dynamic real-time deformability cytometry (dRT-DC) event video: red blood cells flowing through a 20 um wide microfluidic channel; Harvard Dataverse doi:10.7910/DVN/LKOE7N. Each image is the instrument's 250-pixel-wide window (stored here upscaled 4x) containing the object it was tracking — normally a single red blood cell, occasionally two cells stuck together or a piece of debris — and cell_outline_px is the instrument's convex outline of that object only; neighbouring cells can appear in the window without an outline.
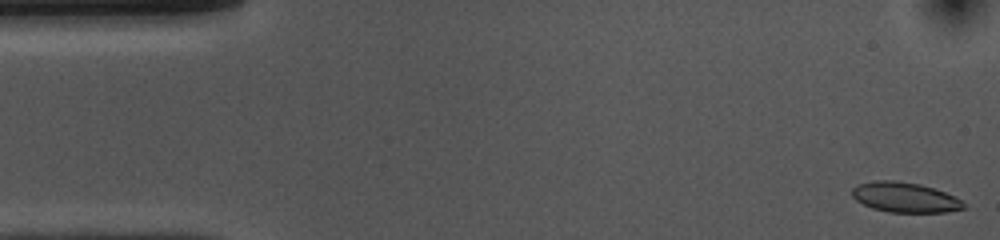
{"species": "common noctule bat (a hibernating species)", "species_latin": "Nyctalus noctula", "temperature_condition": "cold", "stored_images_in_passage": 52, "camera_frame_rate_fps": 3000, "um_per_image_px": 0.085, "animal": {"sex": "female", "body_mass_g": 10.0, "forearm_length_mm": 53.1}, "frame": {"image": 1, "passage_image": 1, "time_ms": 0.0, "image_size_px": [1000, 240], "cell_outline_px": [[968, 208], [944, 212], [888, 212], [872, 208], [856, 200], [852, 196], [852, 188], [860, 184], [876, 180], [896, 180], [920, 184], [944, 192], [960, 200]], "centroid_in_image_um": [76.9, 16.77], "position_along_channel_um": 8.1, "area_um2": 19.36}}
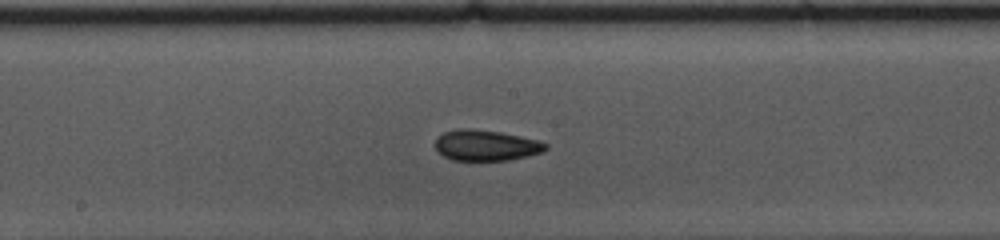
{"frame": {"image": 2, "passage_image": 26, "time_ms": 8.333, "image_size_px": [1000, 240], "cell_outline_px": [[548, 148], [544, 152], [528, 156], [508, 160], [452, 160], [436, 152], [436, 136], [444, 132], [456, 128], [468, 128], [500, 132], [520, 136], [536, 140], [548, 144]], "centroid_in_image_um": [41.29, 12.35], "position_along_channel_um": 206.9, "area_um2": 19.94}}
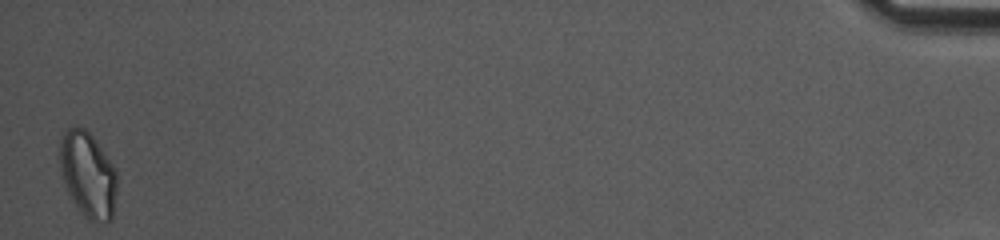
{"frame": {"image": 3, "passage_image": 52, "time_ms": 17.0, "image_size_px": [1000, 240], "cell_outline_px": [[116, 192], [112, 220], [88, 220], [84, 216], [68, 192], [60, 168], [60, 140], [64, 132], [68, 128], [84, 128], [92, 136], [116, 168]], "centroid_in_image_um": [7.48, 14.83], "position_along_channel_um": 427.7, "area_um2": 27.92}, "authors_computed_cell_mechanics": {"area_um2": 20.2878, "velocity_mm_per_s": 3.6976, "shape_relaxation_time_tau1_ms": 4.5928, "shape_relaxation_time_tau2_ms": 4.3381, "deformation_change_tau1": 0.1146, "deformation_change_tau2": 0.0977}}